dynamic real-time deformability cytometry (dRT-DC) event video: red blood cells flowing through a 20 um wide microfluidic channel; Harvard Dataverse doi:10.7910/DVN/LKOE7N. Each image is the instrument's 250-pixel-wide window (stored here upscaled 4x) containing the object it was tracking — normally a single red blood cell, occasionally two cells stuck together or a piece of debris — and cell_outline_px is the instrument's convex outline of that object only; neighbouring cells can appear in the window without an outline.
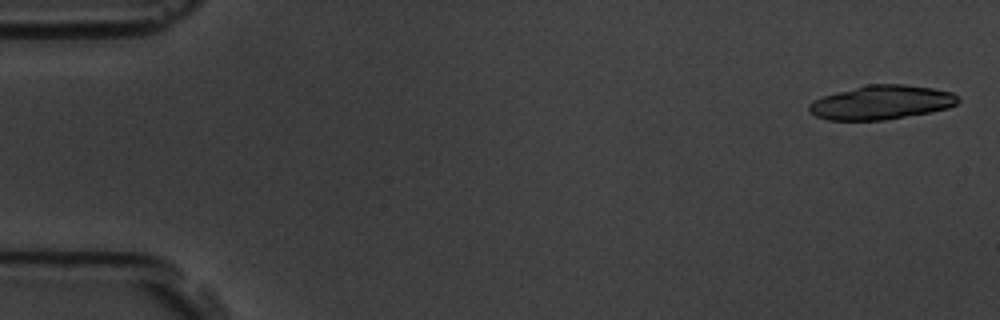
{"species": "common noctule bat (a hibernating species)", "species_latin": "Nyctalus noctula", "temperature_condition": "room temperature", "stored_images_in_passage": 6, "camera_frame_rate_fps": 3000, "um_per_image_px": 0.085, "animal": {"sex": "male", "body_mass_g": 19.5, "forearm_length_mm": 54.6}, "frame": {"image": 1, "passage_image": 1, "time_ms": 0.0, "image_size_px": [1000, 320], "cell_outline_px": [[960, 100], [956, 104], [948, 108], [932, 112], [884, 120], [828, 120], [816, 116], [808, 112], [808, 104], [824, 96], [836, 92], [868, 84], [904, 84], [932, 88], [952, 92]], "centroid_in_image_um": [74.92, 8.71], "position_along_channel_um": 10.1, "area_um2": 29.54}}
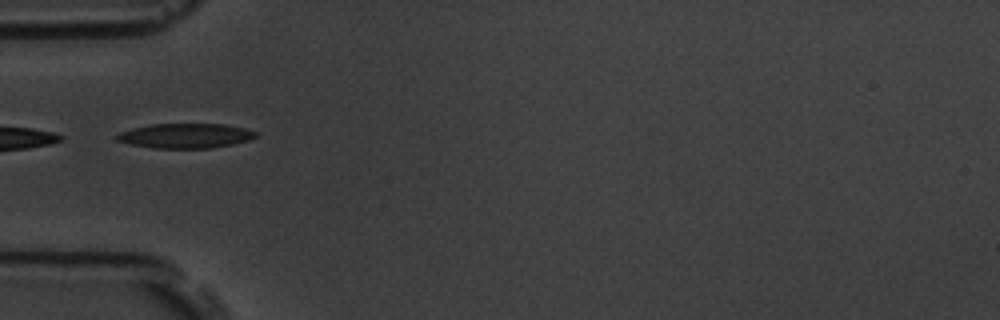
{"frame": {"image": 2, "passage_image": 6, "time_ms": 5.667, "image_size_px": [1000, 320], "cell_outline_px": [[256, 136], [248, 140], [232, 144], [212, 148], [152, 148], [128, 144], [116, 140], [112, 136], [120, 132], [132, 128], [148, 124], [224, 124], [244, 128], [256, 132]], "centroid_in_image_um": [15.68, 11.54], "position_along_channel_um": 69.3, "area_um2": 20.11}}